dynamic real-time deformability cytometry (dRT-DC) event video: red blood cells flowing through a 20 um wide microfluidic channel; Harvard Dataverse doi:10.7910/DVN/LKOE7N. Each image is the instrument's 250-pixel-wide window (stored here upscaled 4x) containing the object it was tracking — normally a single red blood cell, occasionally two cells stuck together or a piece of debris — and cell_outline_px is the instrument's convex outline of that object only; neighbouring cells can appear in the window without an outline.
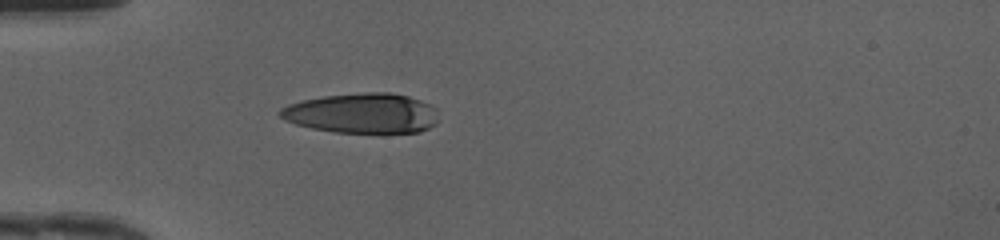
{"species": "human", "species_latin": "Homo sapiens", "temperature_condition": "cold", "stored_images_in_passage": 35, "camera_frame_rate_fps": 3000, "um_per_image_px": 0.085, "donor": {"sex": "female"}, "frame": {"image": 1, "passage_image": 1, "time_ms": 0.0, "image_size_px": [1000, 240], "cell_outline_px": [[436, 124], [420, 132], [336, 132], [312, 128], [296, 124], [284, 120], [276, 112], [280, 108], [288, 104], [300, 100], [324, 96], [368, 92], [392, 92], [408, 96], [420, 100], [436, 108]], "centroid_in_image_um": [30.75, 9.61], "position_along_channel_um": 54.3, "area_um2": 36.93}}
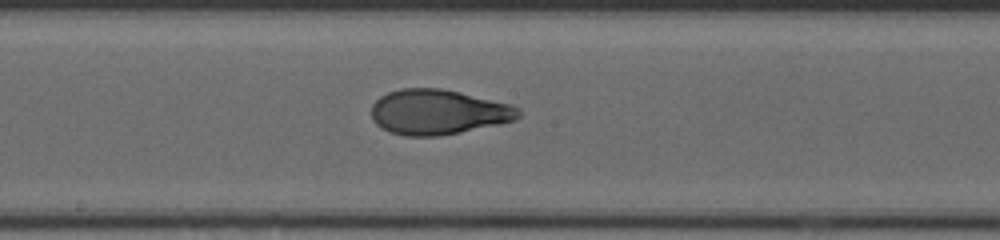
{"frame": {"image": 2, "passage_image": 13, "time_ms": 4.0, "image_size_px": [1000, 240], "cell_outline_px": [[520, 116], [516, 120], [500, 124], [440, 136], [404, 136], [388, 132], [380, 128], [372, 120], [372, 104], [380, 96], [388, 92], [400, 88], [440, 88], [460, 92], [512, 104], [520, 108]], "centroid_in_image_um": [37.24, 9.53], "position_along_channel_um": 211.0, "area_um2": 39.02}}
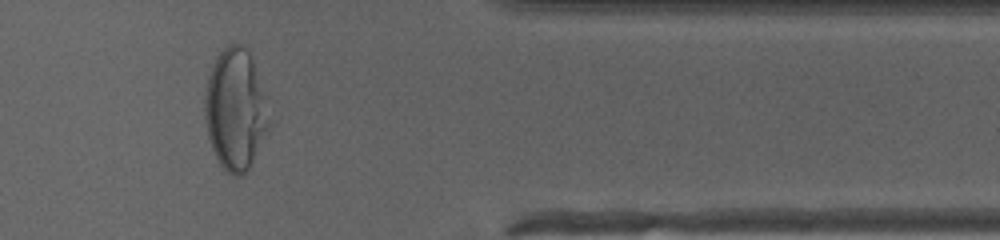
{"frame": {"image": 3, "passage_image": 27, "time_ms": 8.667, "image_size_px": [1000, 240], "cell_outline_px": [[272, 124], [268, 132], [244, 176], [232, 176], [220, 164], [212, 148], [208, 136], [204, 116], [204, 96], [208, 76], [212, 64], [216, 56], [228, 44], [240, 44], [248, 52], [252, 60]], "centroid_in_image_um": [19.99, 9.35], "position_along_channel_um": 391.4, "area_um2": 45.08}, "authors_computed_cell_mechanics": {"area_um2": 39.015, "velocity_mm_per_s": 4.2129, "shape_relaxation_time_tau1_ms": 6.004, "shape_relaxation_time_tau2_ms": 0.7908, "deformation_change_tau1": 0.2697, "deformation_change_tau2": 0.0669}}